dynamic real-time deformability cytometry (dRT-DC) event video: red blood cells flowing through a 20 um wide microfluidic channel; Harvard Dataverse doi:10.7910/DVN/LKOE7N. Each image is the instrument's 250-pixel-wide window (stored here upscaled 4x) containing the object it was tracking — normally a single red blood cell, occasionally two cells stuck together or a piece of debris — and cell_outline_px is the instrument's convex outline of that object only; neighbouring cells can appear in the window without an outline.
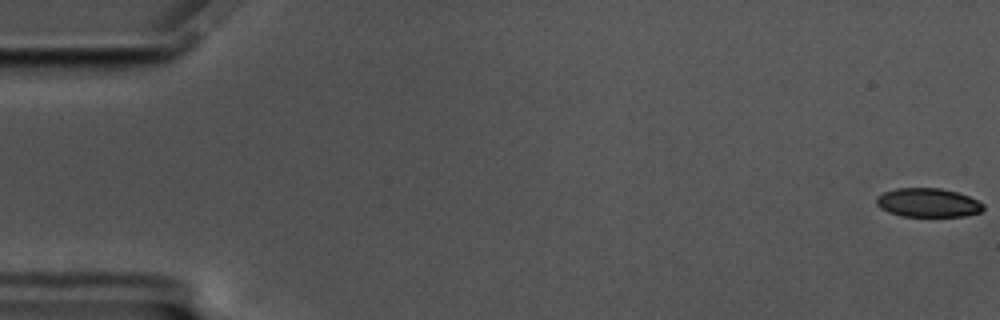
{"species": "common noctule bat (a hibernating species)", "species_latin": "Nyctalus noctula", "temperature_condition": "cold", "stored_images_in_passage": 61, "camera_frame_rate_fps": 3000, "um_per_image_px": 0.085, "animal": {"sex": "male", "body_mass_g": 17.5, "forearm_length_mm": 52.3}, "frame": {"image": 1, "passage_image": 1, "time_ms": 0.0, "image_size_px": [1000, 320], "cell_outline_px": [[984, 208], [980, 212], [964, 216], [900, 216], [888, 212], [880, 208], [876, 204], [876, 196], [884, 192], [896, 188], [940, 188], [956, 192], [968, 196], [984, 204]], "centroid_in_image_um": [78.84, 17.23], "position_along_channel_um": 6.2, "area_um2": 17.98}}
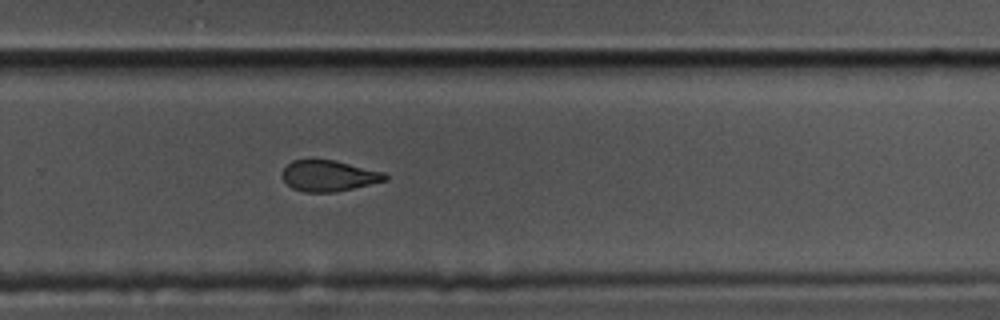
{"frame": {"image": 2, "passage_image": 41, "time_ms": 13.333, "image_size_px": [1000, 320], "cell_outline_px": [[388, 180], [336, 192], [304, 192], [292, 188], [284, 180], [284, 168], [292, 160], [336, 160], [384, 172], [388, 176]], "centroid_in_image_um": [27.99, 14.94], "position_along_channel_um": 301.8, "area_um2": 18.44}}
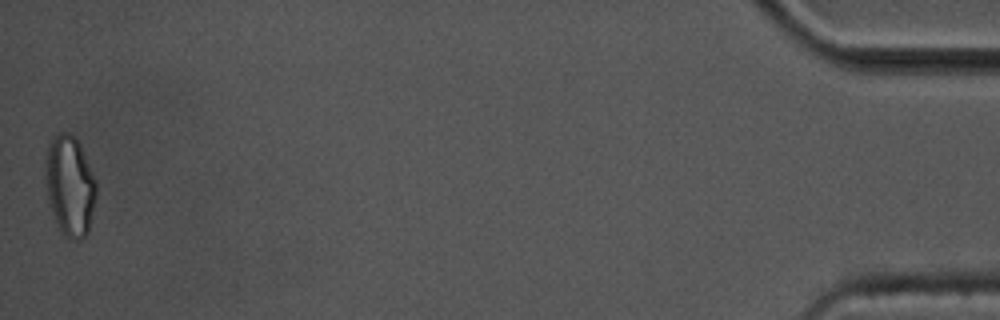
{"frame": {"image": 3, "passage_image": 61, "time_ms": 20.0, "image_size_px": [1000, 320], "cell_outline_px": [[96, 196], [88, 232], [80, 240], [72, 240], [64, 236], [56, 220], [48, 196], [44, 176], [44, 160], [48, 144], [52, 136], [56, 132], [68, 132], [76, 136], [80, 144], [96, 180]], "centroid_in_image_um": [5.93, 15.72], "position_along_channel_um": 429.3, "area_um2": 29.94}, "authors_computed_cell_mechanics": {"area_um2": 20.23, "velocity_mm_per_s": 3.3291, "shape_relaxation_time_tau1_ms": 4.2059, "shape_relaxation_time_tau2_ms": null, "deformation_change_tau1": 0.1009, "deformation_change_tau2": null}}